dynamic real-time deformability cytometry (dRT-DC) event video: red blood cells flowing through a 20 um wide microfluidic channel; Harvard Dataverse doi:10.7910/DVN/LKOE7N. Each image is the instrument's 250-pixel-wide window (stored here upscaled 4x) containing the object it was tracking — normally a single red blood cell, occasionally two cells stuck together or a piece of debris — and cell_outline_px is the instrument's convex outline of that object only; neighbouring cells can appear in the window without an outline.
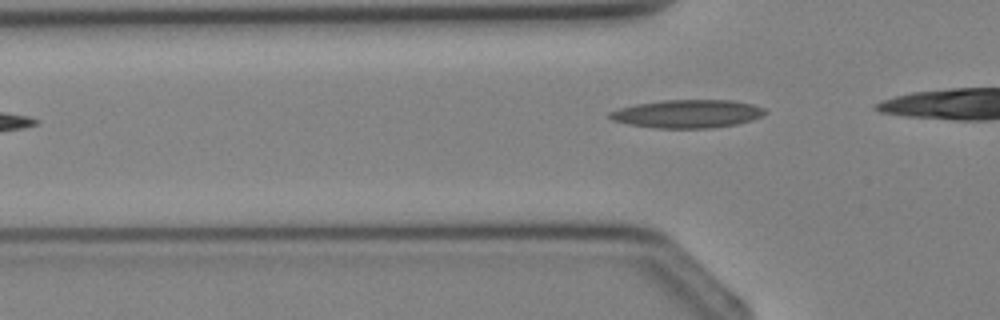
{"species": "Egyptian fruit bat (a non-hibernating species)", "species_latin": "Rousettus aegyptiacus", "temperature_condition": "cold", "stored_images_in_passage": 5, "camera_frame_rate_fps": 3000, "um_per_image_px": 0.085, "animal": {"sex": "female"}, "frame": {"image": 1, "passage_image": 5, "time_ms": 4.667, "image_size_px": [1000, 320], "cell_outline_px": [[768, 112], [764, 116], [752, 120], [736, 124], [712, 128], [656, 128], [628, 124], [612, 120], [608, 116], [608, 112], [620, 108], [636, 104], [664, 100], [732, 100], [752, 104], [764, 108]], "centroid_in_image_um": [58.46, 9.67], "position_along_channel_um": 67.3, "area_um2": 25.61}}